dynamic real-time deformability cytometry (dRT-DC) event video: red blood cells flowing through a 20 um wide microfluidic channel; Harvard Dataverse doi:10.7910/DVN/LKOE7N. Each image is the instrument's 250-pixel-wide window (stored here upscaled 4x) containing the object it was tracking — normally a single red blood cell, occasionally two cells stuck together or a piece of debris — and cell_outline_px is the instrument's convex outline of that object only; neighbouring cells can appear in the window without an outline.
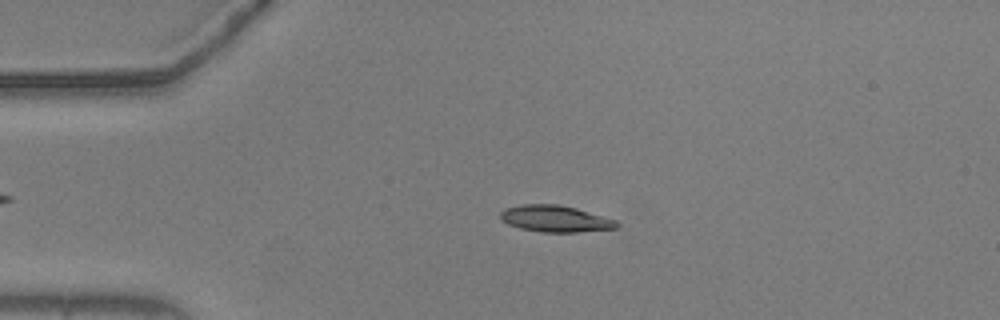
{"species": "common noctule bat (a hibernating species)", "species_latin": "Nyctalus noctula", "temperature_condition": "warm", "stored_images_in_passage": 55, "camera_frame_rate_fps": 3000, "um_per_image_px": 0.085, "animal": {"sex": "male", "body_mass_g": 20.5, "forearm_length_mm": 52.5}, "frame": {"image": 1, "passage_image": 12, "time_ms": 3.667, "image_size_px": [1000, 320], "cell_outline_px": [[620, 224], [616, 228], [576, 232], [544, 232], [520, 228], [508, 224], [500, 220], [500, 212], [504, 208], [524, 204], [560, 204], [576, 208], [616, 220]], "centroid_in_image_um": [47.17, 18.58], "position_along_channel_um": 37.8, "area_um2": 17.98}}
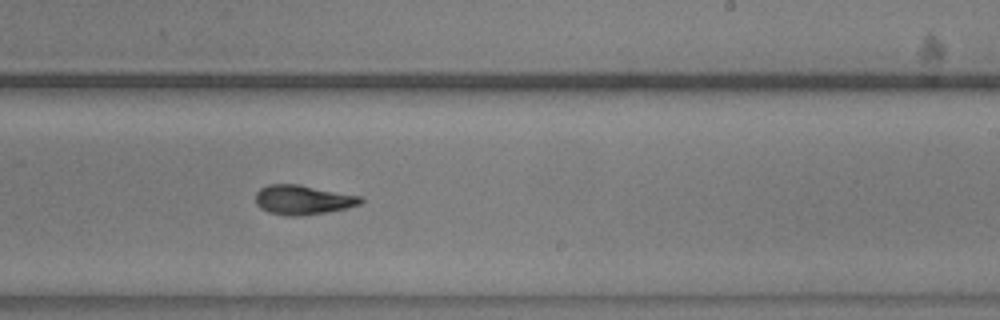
{"frame": {"image": 2, "passage_image": 33, "time_ms": 10.667, "image_size_px": [1000, 320], "cell_outline_px": [[364, 200], [360, 204], [344, 208], [324, 212], [300, 216], [288, 216], [268, 212], [260, 208], [256, 204], [256, 192], [260, 188], [268, 184], [300, 184], [360, 196]], "centroid_in_image_um": [25.7, 16.97], "position_along_channel_um": 263.3, "area_um2": 17.98}}
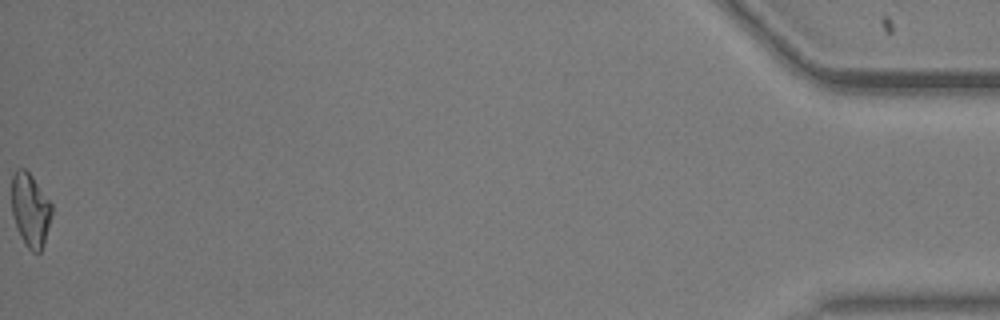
{"frame": {"image": 3, "passage_image": 55, "time_ms": 18.0, "image_size_px": [1000, 320], "cell_outline_px": [[52, 216], [44, 244], [40, 252], [32, 252], [24, 244], [20, 236], [12, 212], [12, 176], [16, 168], [24, 168], [32, 176], [52, 204]], "centroid_in_image_um": [2.59, 17.85], "position_along_channel_um": 432.6, "area_um2": 17.17}, "authors_computed_cell_mechanics": {"area_um2": 17.5712, "velocity_mm_per_s": 3.679, "shape_relaxation_time_tau1_ms": 6.8397, "shape_relaxation_time_tau2_ms": 3.1064, "deformation_change_tau1": 0.2098, "deformation_change_tau2": 0.1017}}